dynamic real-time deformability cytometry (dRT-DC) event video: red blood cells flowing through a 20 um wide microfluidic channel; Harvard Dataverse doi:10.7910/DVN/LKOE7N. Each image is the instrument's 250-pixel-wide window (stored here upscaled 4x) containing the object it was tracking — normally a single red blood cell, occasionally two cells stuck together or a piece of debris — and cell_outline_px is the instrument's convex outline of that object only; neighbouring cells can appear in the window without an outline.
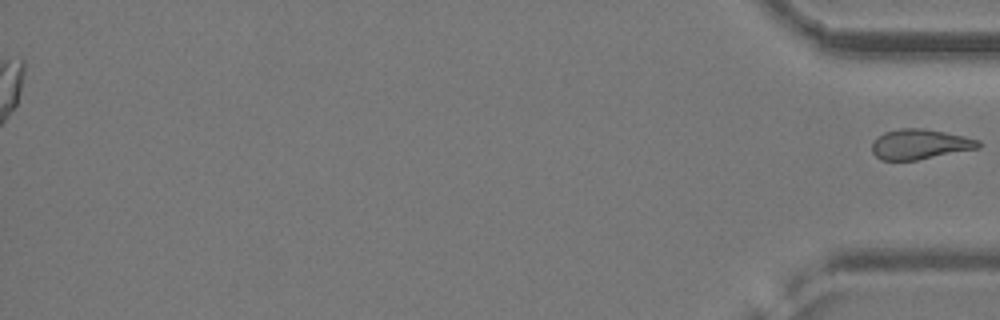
{"species": "common noctule bat (a hibernating species)", "species_latin": "Nyctalus noctula", "temperature_condition": "cold", "stored_images_in_passage": 53, "segment_of_instrument_passage": [2, 2], "camera_frame_rate_fps": 3000, "um_per_image_px": 0.085, "animal": {"sex": "female", "body_mass_g": 24.6, "forearm_length_mm": 56.2}, "frame": {"image": 1, "passage_image": 53, "time_ms": 17.333, "image_size_px": [1000, 320], "cell_outline_px": [[980, 148], [916, 160], [880, 160], [872, 152], [872, 140], [876, 136], [884, 132], [900, 128], [924, 128], [964, 136], [980, 140]], "centroid_in_image_um": [78.16, 12.25], "position_along_channel_um": 357.0, "area_um2": 18.79}}